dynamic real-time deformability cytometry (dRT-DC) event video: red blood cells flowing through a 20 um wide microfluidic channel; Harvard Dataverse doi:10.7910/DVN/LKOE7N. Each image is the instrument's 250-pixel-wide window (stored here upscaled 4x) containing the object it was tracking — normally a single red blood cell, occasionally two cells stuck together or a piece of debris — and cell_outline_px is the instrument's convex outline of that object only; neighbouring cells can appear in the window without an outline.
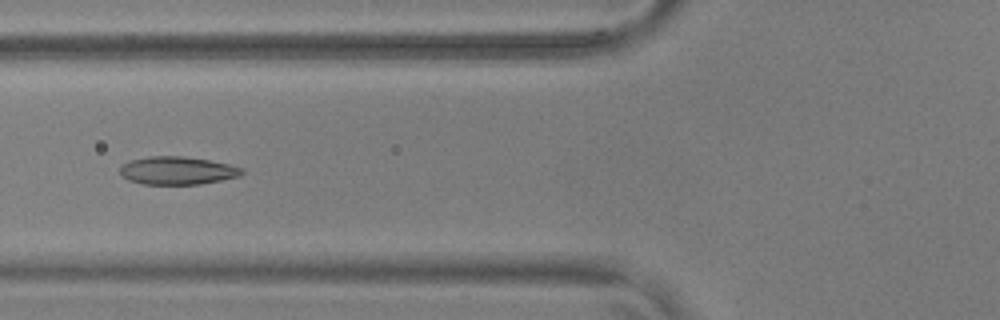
{"species": "common noctule bat (a hibernating species)", "species_latin": "Nyctalus noctula", "temperature_condition": "warm", "stored_images_in_passage": 52, "camera_frame_rate_fps": 3000, "um_per_image_px": 0.085, "animal": {"sex": "male", "body_mass_g": 17.9, "forearm_length_mm": 54.2}, "frame": {"image": 1, "passage_image": 19, "time_ms": 6.0, "image_size_px": [1000, 320], "cell_outline_px": [[244, 172], [240, 176], [200, 184], [144, 184], [128, 180], [120, 176], [120, 168], [124, 164], [132, 160], [148, 156], [184, 156], [208, 160], [228, 164], [244, 168]], "centroid_in_image_um": [15.07, 14.5], "position_along_channel_um": 110.7, "area_um2": 19.83}}
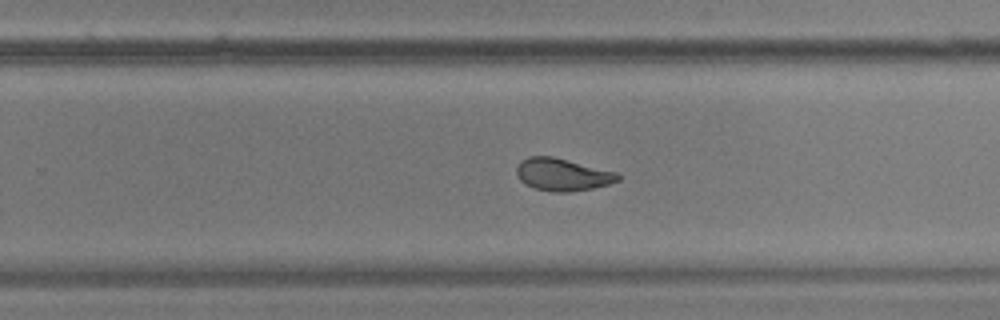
{"frame": {"image": 2, "passage_image": 33, "time_ms": 10.667, "image_size_px": [1000, 320], "cell_outline_px": [[620, 180], [608, 184], [592, 188], [568, 192], [552, 192], [532, 188], [520, 180], [516, 176], [516, 164], [520, 160], [528, 156], [552, 156], [616, 172], [620, 176]], "centroid_in_image_um": [47.75, 14.83], "position_along_channel_um": 282.1, "area_um2": 19.25}}
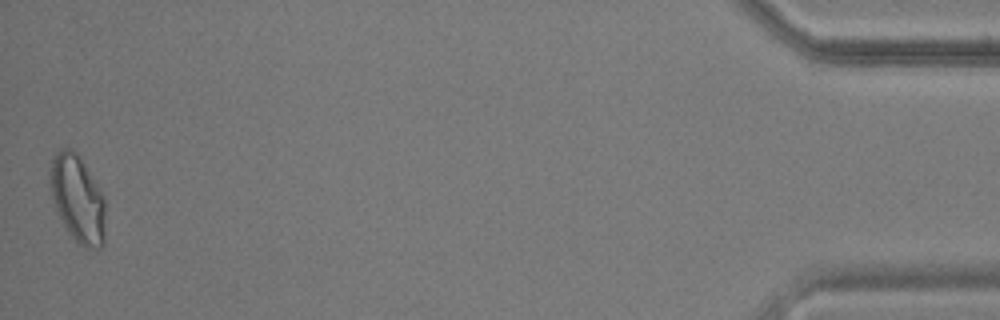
{"frame": {"image": 3, "passage_image": 52, "time_ms": 17.0, "image_size_px": [1000, 320], "cell_outline_px": [[104, 244], [100, 248], [84, 248], [76, 244], [68, 232], [56, 208], [52, 196], [52, 160], [56, 152], [60, 148], [68, 148], [76, 152], [80, 156], [100, 188], [104, 196]], "centroid_in_image_um": [6.64, 16.93], "position_along_channel_um": 428.6, "area_um2": 27.74}, "authors_computed_cell_mechanics": {"area_um2": 19.9988, "velocity_mm_per_s": 3.6695, "shape_relaxation_time_tau1_ms": 6.0756, "shape_relaxation_time_tau2_ms": 1.5177, "deformation_change_tau1": 0.1574, "deformation_change_tau2": 0.062}}